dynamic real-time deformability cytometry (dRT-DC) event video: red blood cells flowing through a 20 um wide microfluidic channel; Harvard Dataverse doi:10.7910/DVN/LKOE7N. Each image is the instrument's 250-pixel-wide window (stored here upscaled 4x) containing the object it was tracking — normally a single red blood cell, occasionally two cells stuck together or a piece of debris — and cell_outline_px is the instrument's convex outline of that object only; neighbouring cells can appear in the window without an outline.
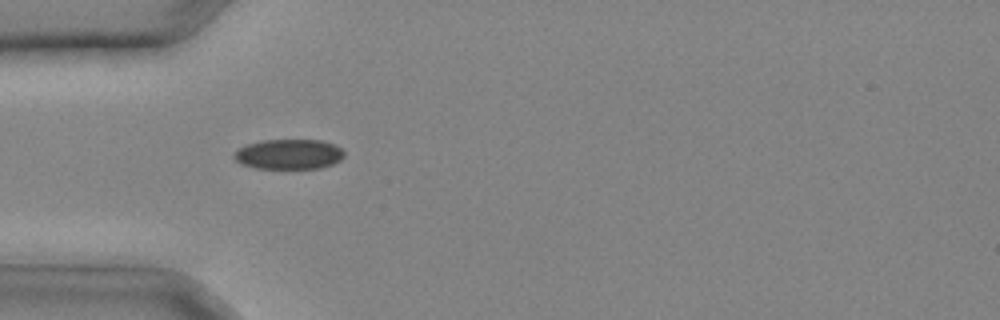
{"species": "common noctule bat (a hibernating species)", "species_latin": "Nyctalus noctula", "temperature_condition": "cold", "stored_images_in_passage": 31, "camera_frame_rate_fps": 3000, "um_per_image_px": 0.085, "animal": {"sex": "male", "body_mass_g": 20.4}, "frame": {"image": 1, "passage_image": 10, "time_ms": 3.0, "image_size_px": [1000, 320], "cell_outline_px": [[344, 156], [340, 160], [332, 164], [320, 168], [256, 168], [240, 164], [232, 156], [232, 152], [248, 144], [264, 140], [320, 140], [336, 144], [344, 152]], "centroid_in_image_um": [24.54, 13.1], "position_along_channel_um": 60.5, "area_um2": 19.31}}
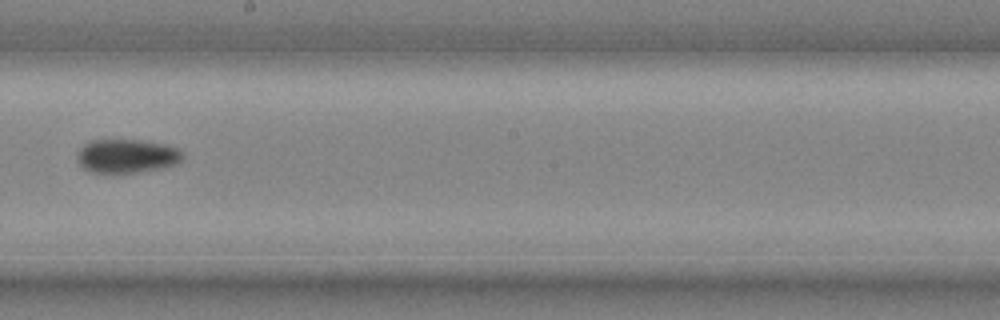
{"frame": {"image": 2, "passage_image": 19, "time_ms": 6.0, "image_size_px": [1000, 320], "cell_outline_px": [[180, 160], [176, 164], [164, 168], [116, 176], [88, 172], [76, 160], [76, 152], [84, 144], [92, 140], [136, 140], [164, 144], [180, 148]], "centroid_in_image_um": [10.7, 13.31], "position_along_channel_um": 237.5, "area_um2": 21.44}}
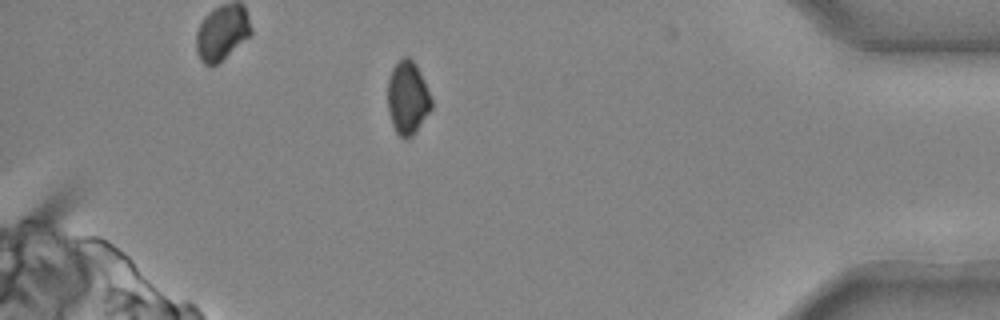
{"frame": {"image": 3, "passage_image": 29, "time_ms": 9.333, "image_size_px": [1000, 320], "cell_outline_px": [[432, 108], [416, 132], [412, 136], [400, 136], [396, 132], [392, 124], [388, 112], [388, 80], [392, 68], [404, 56], [408, 56], [416, 64], [424, 80], [432, 100]], "centroid_in_image_um": [34.65, 8.3], "position_along_channel_um": 400.6, "area_um2": 18.55}}